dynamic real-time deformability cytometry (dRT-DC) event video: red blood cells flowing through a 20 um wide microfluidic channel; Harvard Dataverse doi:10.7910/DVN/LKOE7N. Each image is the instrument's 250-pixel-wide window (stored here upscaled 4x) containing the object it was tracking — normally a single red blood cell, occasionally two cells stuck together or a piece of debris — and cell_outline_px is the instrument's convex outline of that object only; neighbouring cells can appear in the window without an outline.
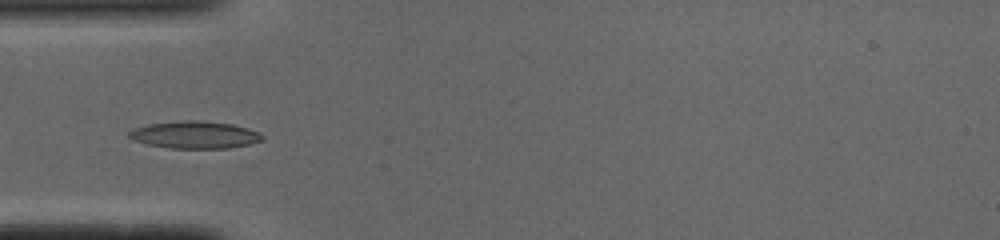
{"species": "common noctule bat (a hibernating species)", "species_latin": "Nyctalus noctula", "temperature_condition": "cold", "stored_images_in_passage": 18, "camera_frame_rate_fps": 3000, "um_per_image_px": 0.085, "animal": {"sex": "male", "body_mass_g": 19.0, "forearm_length_mm": 50.8}, "frame": {"image": 1, "passage_image": 3, "time_ms": 0.667, "image_size_px": [1000, 240], "cell_outline_px": [[264, 140], [248, 144], [228, 148], [168, 148], [148, 144], [136, 140], [128, 136], [128, 132], [136, 128], [148, 124], [180, 120], [200, 120], [232, 124], [248, 128], [260, 132], [264, 136]], "centroid_in_image_um": [16.6, 11.45], "position_along_channel_um": 68.4, "area_um2": 21.15}}
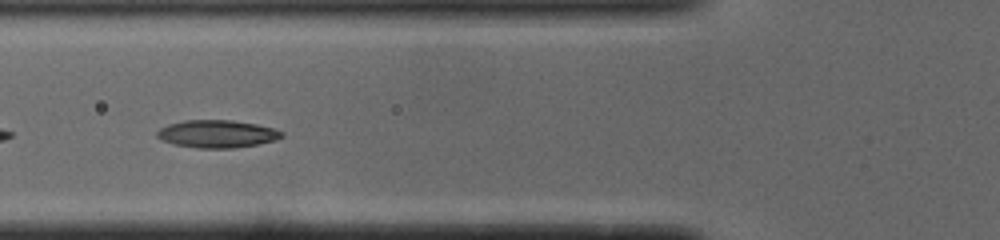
{"frame": {"image": 2, "passage_image": 6, "time_ms": 1.667, "image_size_px": [1000, 240], "cell_outline_px": [[284, 136], [276, 140], [236, 148], [196, 148], [172, 144], [156, 136], [156, 132], [160, 128], [168, 124], [184, 120], [232, 120], [256, 124], [272, 128], [284, 132]], "centroid_in_image_um": [18.44, 11.38], "position_along_channel_um": 107.4, "area_um2": 20.11}}